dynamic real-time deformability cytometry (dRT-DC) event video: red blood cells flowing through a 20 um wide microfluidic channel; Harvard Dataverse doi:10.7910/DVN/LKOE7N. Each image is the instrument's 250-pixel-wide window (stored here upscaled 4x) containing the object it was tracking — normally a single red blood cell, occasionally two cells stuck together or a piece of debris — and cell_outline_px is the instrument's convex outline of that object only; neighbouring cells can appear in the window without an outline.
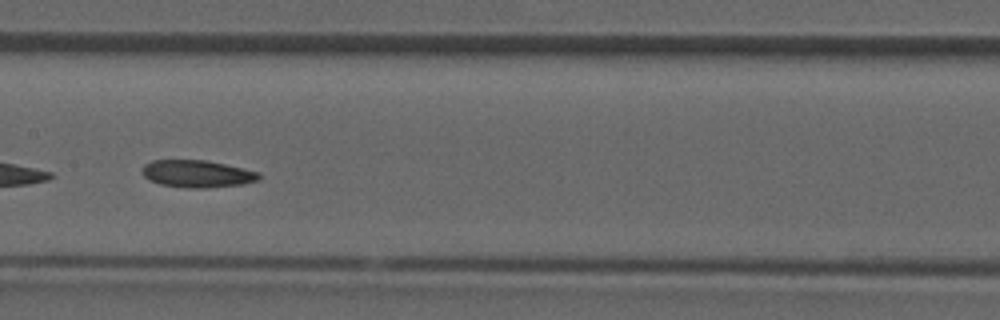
{"species": "common noctule bat (a hibernating species)", "species_latin": "Nyctalus noctula", "temperature_condition": "room temperature", "stored_images_in_passage": 24, "camera_frame_rate_fps": 3000, "um_per_image_px": 0.085, "animal": {"sex": "male", "forearm_length_mm": 52.5}, "frame": {"image": 1, "passage_image": 8, "time_ms": 2.333, "image_size_px": [1000, 320], "cell_outline_px": [[260, 176], [256, 180], [240, 184], [204, 188], [188, 188], [160, 184], [148, 180], [140, 172], [144, 164], [152, 160], [204, 160], [244, 168], [260, 172]], "centroid_in_image_um": [16.7, 14.76], "position_along_channel_um": 190.7, "area_um2": 18.5}}